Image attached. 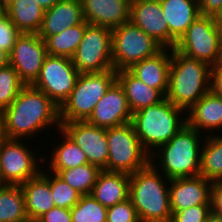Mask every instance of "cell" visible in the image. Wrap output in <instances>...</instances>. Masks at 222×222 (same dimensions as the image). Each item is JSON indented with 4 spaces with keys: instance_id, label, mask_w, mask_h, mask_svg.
Listing matches in <instances>:
<instances>
[{
    "instance_id": "7bdbcfd3",
    "label": "cell",
    "mask_w": 222,
    "mask_h": 222,
    "mask_svg": "<svg viewBox=\"0 0 222 222\" xmlns=\"http://www.w3.org/2000/svg\"><path fill=\"white\" fill-rule=\"evenodd\" d=\"M44 10L52 8L59 0H34Z\"/></svg>"
},
{
    "instance_id": "44dd1931",
    "label": "cell",
    "mask_w": 222,
    "mask_h": 222,
    "mask_svg": "<svg viewBox=\"0 0 222 222\" xmlns=\"http://www.w3.org/2000/svg\"><path fill=\"white\" fill-rule=\"evenodd\" d=\"M170 61L171 49L163 48L156 55L134 63L128 70L144 84L158 89L166 97L169 88Z\"/></svg>"
},
{
    "instance_id": "484cf974",
    "label": "cell",
    "mask_w": 222,
    "mask_h": 222,
    "mask_svg": "<svg viewBox=\"0 0 222 222\" xmlns=\"http://www.w3.org/2000/svg\"><path fill=\"white\" fill-rule=\"evenodd\" d=\"M4 13L21 33L38 34L45 11L34 0H11Z\"/></svg>"
},
{
    "instance_id": "ee69618b",
    "label": "cell",
    "mask_w": 222,
    "mask_h": 222,
    "mask_svg": "<svg viewBox=\"0 0 222 222\" xmlns=\"http://www.w3.org/2000/svg\"><path fill=\"white\" fill-rule=\"evenodd\" d=\"M10 65V55L8 52L0 49V68Z\"/></svg>"
},
{
    "instance_id": "2e32d148",
    "label": "cell",
    "mask_w": 222,
    "mask_h": 222,
    "mask_svg": "<svg viewBox=\"0 0 222 222\" xmlns=\"http://www.w3.org/2000/svg\"><path fill=\"white\" fill-rule=\"evenodd\" d=\"M212 181L203 176L170 179L171 212L197 205H210Z\"/></svg>"
},
{
    "instance_id": "5b68a950",
    "label": "cell",
    "mask_w": 222,
    "mask_h": 222,
    "mask_svg": "<svg viewBox=\"0 0 222 222\" xmlns=\"http://www.w3.org/2000/svg\"><path fill=\"white\" fill-rule=\"evenodd\" d=\"M184 115L186 111L183 108L175 106L165 97L157 104L134 112L131 123L141 145L151 155L187 124Z\"/></svg>"
},
{
    "instance_id": "4dcf8cb0",
    "label": "cell",
    "mask_w": 222,
    "mask_h": 222,
    "mask_svg": "<svg viewBox=\"0 0 222 222\" xmlns=\"http://www.w3.org/2000/svg\"><path fill=\"white\" fill-rule=\"evenodd\" d=\"M56 173L81 195H89L101 169L89 163L67 170H48Z\"/></svg>"
},
{
    "instance_id": "ac0fdd59",
    "label": "cell",
    "mask_w": 222,
    "mask_h": 222,
    "mask_svg": "<svg viewBox=\"0 0 222 222\" xmlns=\"http://www.w3.org/2000/svg\"><path fill=\"white\" fill-rule=\"evenodd\" d=\"M84 20L91 25L115 28L130 21L131 0H80Z\"/></svg>"
},
{
    "instance_id": "603a6c76",
    "label": "cell",
    "mask_w": 222,
    "mask_h": 222,
    "mask_svg": "<svg viewBox=\"0 0 222 222\" xmlns=\"http://www.w3.org/2000/svg\"><path fill=\"white\" fill-rule=\"evenodd\" d=\"M42 169L37 176L20 185L24 193L29 220H37L44 213L55 207L48 170L44 169V167Z\"/></svg>"
},
{
    "instance_id": "f907efd6",
    "label": "cell",
    "mask_w": 222,
    "mask_h": 222,
    "mask_svg": "<svg viewBox=\"0 0 222 222\" xmlns=\"http://www.w3.org/2000/svg\"><path fill=\"white\" fill-rule=\"evenodd\" d=\"M219 22H220L221 29H222V15L219 17Z\"/></svg>"
},
{
    "instance_id": "7402d4cb",
    "label": "cell",
    "mask_w": 222,
    "mask_h": 222,
    "mask_svg": "<svg viewBox=\"0 0 222 222\" xmlns=\"http://www.w3.org/2000/svg\"><path fill=\"white\" fill-rule=\"evenodd\" d=\"M187 124L206 135L222 131V98L211 91L186 111ZM208 134H205V132Z\"/></svg>"
},
{
    "instance_id": "d590c367",
    "label": "cell",
    "mask_w": 222,
    "mask_h": 222,
    "mask_svg": "<svg viewBox=\"0 0 222 222\" xmlns=\"http://www.w3.org/2000/svg\"><path fill=\"white\" fill-rule=\"evenodd\" d=\"M20 35L21 32L12 23L10 18L2 12L0 14V49L10 54Z\"/></svg>"
},
{
    "instance_id": "6da1fadb",
    "label": "cell",
    "mask_w": 222,
    "mask_h": 222,
    "mask_svg": "<svg viewBox=\"0 0 222 222\" xmlns=\"http://www.w3.org/2000/svg\"><path fill=\"white\" fill-rule=\"evenodd\" d=\"M5 132L8 139H33L36 133L61 128L59 107L42 91L25 85L4 109Z\"/></svg>"
},
{
    "instance_id": "e0dca14e",
    "label": "cell",
    "mask_w": 222,
    "mask_h": 222,
    "mask_svg": "<svg viewBox=\"0 0 222 222\" xmlns=\"http://www.w3.org/2000/svg\"><path fill=\"white\" fill-rule=\"evenodd\" d=\"M162 17L160 1L131 0L130 21L163 48H168V22Z\"/></svg>"
},
{
    "instance_id": "83f0119b",
    "label": "cell",
    "mask_w": 222,
    "mask_h": 222,
    "mask_svg": "<svg viewBox=\"0 0 222 222\" xmlns=\"http://www.w3.org/2000/svg\"><path fill=\"white\" fill-rule=\"evenodd\" d=\"M203 138L199 175L210 181L222 180V134Z\"/></svg>"
},
{
    "instance_id": "cb8c5ba5",
    "label": "cell",
    "mask_w": 222,
    "mask_h": 222,
    "mask_svg": "<svg viewBox=\"0 0 222 222\" xmlns=\"http://www.w3.org/2000/svg\"><path fill=\"white\" fill-rule=\"evenodd\" d=\"M130 175L101 170L91 195L106 208L129 199Z\"/></svg>"
},
{
    "instance_id": "f6af8a7d",
    "label": "cell",
    "mask_w": 222,
    "mask_h": 222,
    "mask_svg": "<svg viewBox=\"0 0 222 222\" xmlns=\"http://www.w3.org/2000/svg\"><path fill=\"white\" fill-rule=\"evenodd\" d=\"M216 64L222 67V35L219 42V55Z\"/></svg>"
},
{
    "instance_id": "e575fe53",
    "label": "cell",
    "mask_w": 222,
    "mask_h": 222,
    "mask_svg": "<svg viewBox=\"0 0 222 222\" xmlns=\"http://www.w3.org/2000/svg\"><path fill=\"white\" fill-rule=\"evenodd\" d=\"M107 222H140L130 199L107 208Z\"/></svg>"
},
{
    "instance_id": "d6986e66",
    "label": "cell",
    "mask_w": 222,
    "mask_h": 222,
    "mask_svg": "<svg viewBox=\"0 0 222 222\" xmlns=\"http://www.w3.org/2000/svg\"><path fill=\"white\" fill-rule=\"evenodd\" d=\"M163 17L168 22V48L172 49L187 28L200 16L198 0H161Z\"/></svg>"
},
{
    "instance_id": "c3c4849f",
    "label": "cell",
    "mask_w": 222,
    "mask_h": 222,
    "mask_svg": "<svg viewBox=\"0 0 222 222\" xmlns=\"http://www.w3.org/2000/svg\"><path fill=\"white\" fill-rule=\"evenodd\" d=\"M5 184L3 183V180H2V176H1V173H0V187L1 186H4Z\"/></svg>"
},
{
    "instance_id": "681fc988",
    "label": "cell",
    "mask_w": 222,
    "mask_h": 222,
    "mask_svg": "<svg viewBox=\"0 0 222 222\" xmlns=\"http://www.w3.org/2000/svg\"><path fill=\"white\" fill-rule=\"evenodd\" d=\"M4 12V7L0 4V14Z\"/></svg>"
},
{
    "instance_id": "277c9868",
    "label": "cell",
    "mask_w": 222,
    "mask_h": 222,
    "mask_svg": "<svg viewBox=\"0 0 222 222\" xmlns=\"http://www.w3.org/2000/svg\"><path fill=\"white\" fill-rule=\"evenodd\" d=\"M210 70L206 62L172 48L166 98L175 106L189 110L210 91Z\"/></svg>"
},
{
    "instance_id": "30bf717a",
    "label": "cell",
    "mask_w": 222,
    "mask_h": 222,
    "mask_svg": "<svg viewBox=\"0 0 222 222\" xmlns=\"http://www.w3.org/2000/svg\"><path fill=\"white\" fill-rule=\"evenodd\" d=\"M222 29L219 18L200 15L178 40L175 49L210 66L216 64Z\"/></svg>"
},
{
    "instance_id": "9a60e30c",
    "label": "cell",
    "mask_w": 222,
    "mask_h": 222,
    "mask_svg": "<svg viewBox=\"0 0 222 222\" xmlns=\"http://www.w3.org/2000/svg\"><path fill=\"white\" fill-rule=\"evenodd\" d=\"M132 114L124 90L116 80L98 101L86 121L107 129L131 122Z\"/></svg>"
},
{
    "instance_id": "ffe728a7",
    "label": "cell",
    "mask_w": 222,
    "mask_h": 222,
    "mask_svg": "<svg viewBox=\"0 0 222 222\" xmlns=\"http://www.w3.org/2000/svg\"><path fill=\"white\" fill-rule=\"evenodd\" d=\"M84 21L80 0H59L45 11L38 35L45 40L50 35L62 33Z\"/></svg>"
},
{
    "instance_id": "f35d334b",
    "label": "cell",
    "mask_w": 222,
    "mask_h": 222,
    "mask_svg": "<svg viewBox=\"0 0 222 222\" xmlns=\"http://www.w3.org/2000/svg\"><path fill=\"white\" fill-rule=\"evenodd\" d=\"M210 208L211 214L222 217V180L212 181Z\"/></svg>"
},
{
    "instance_id": "f1b7e54d",
    "label": "cell",
    "mask_w": 222,
    "mask_h": 222,
    "mask_svg": "<svg viewBox=\"0 0 222 222\" xmlns=\"http://www.w3.org/2000/svg\"><path fill=\"white\" fill-rule=\"evenodd\" d=\"M24 193L20 185L0 187V222L28 221Z\"/></svg>"
},
{
    "instance_id": "1f68e13d",
    "label": "cell",
    "mask_w": 222,
    "mask_h": 222,
    "mask_svg": "<svg viewBox=\"0 0 222 222\" xmlns=\"http://www.w3.org/2000/svg\"><path fill=\"white\" fill-rule=\"evenodd\" d=\"M72 222H107V208L91 194L81 195L71 209Z\"/></svg>"
},
{
    "instance_id": "8fae6325",
    "label": "cell",
    "mask_w": 222,
    "mask_h": 222,
    "mask_svg": "<svg viewBox=\"0 0 222 222\" xmlns=\"http://www.w3.org/2000/svg\"><path fill=\"white\" fill-rule=\"evenodd\" d=\"M80 74L112 70V29L89 24L71 58Z\"/></svg>"
},
{
    "instance_id": "7c38bea8",
    "label": "cell",
    "mask_w": 222,
    "mask_h": 222,
    "mask_svg": "<svg viewBox=\"0 0 222 222\" xmlns=\"http://www.w3.org/2000/svg\"><path fill=\"white\" fill-rule=\"evenodd\" d=\"M79 74L71 58L47 55L32 86L60 107L74 89Z\"/></svg>"
},
{
    "instance_id": "ba28073f",
    "label": "cell",
    "mask_w": 222,
    "mask_h": 222,
    "mask_svg": "<svg viewBox=\"0 0 222 222\" xmlns=\"http://www.w3.org/2000/svg\"><path fill=\"white\" fill-rule=\"evenodd\" d=\"M163 47L131 21L112 29V64L115 71L152 57Z\"/></svg>"
},
{
    "instance_id": "74e56055",
    "label": "cell",
    "mask_w": 222,
    "mask_h": 222,
    "mask_svg": "<svg viewBox=\"0 0 222 222\" xmlns=\"http://www.w3.org/2000/svg\"><path fill=\"white\" fill-rule=\"evenodd\" d=\"M38 222H72L70 209L53 207L37 219Z\"/></svg>"
},
{
    "instance_id": "3957f363",
    "label": "cell",
    "mask_w": 222,
    "mask_h": 222,
    "mask_svg": "<svg viewBox=\"0 0 222 222\" xmlns=\"http://www.w3.org/2000/svg\"><path fill=\"white\" fill-rule=\"evenodd\" d=\"M162 175L151 163L130 175L129 199L140 222L171 221L170 180Z\"/></svg>"
},
{
    "instance_id": "7dc6e473",
    "label": "cell",
    "mask_w": 222,
    "mask_h": 222,
    "mask_svg": "<svg viewBox=\"0 0 222 222\" xmlns=\"http://www.w3.org/2000/svg\"><path fill=\"white\" fill-rule=\"evenodd\" d=\"M11 0H0V4L4 7L7 3H9Z\"/></svg>"
},
{
    "instance_id": "9c48e42d",
    "label": "cell",
    "mask_w": 222,
    "mask_h": 222,
    "mask_svg": "<svg viewBox=\"0 0 222 222\" xmlns=\"http://www.w3.org/2000/svg\"><path fill=\"white\" fill-rule=\"evenodd\" d=\"M25 142L7 138L0 143V173L5 185L25 183L41 172V163L45 165L48 162L47 156L37 155V148L32 149L28 147L32 145H26Z\"/></svg>"
},
{
    "instance_id": "4316f807",
    "label": "cell",
    "mask_w": 222,
    "mask_h": 222,
    "mask_svg": "<svg viewBox=\"0 0 222 222\" xmlns=\"http://www.w3.org/2000/svg\"><path fill=\"white\" fill-rule=\"evenodd\" d=\"M61 133V142L56 144L49 157V165L45 168L48 170H67L77 166L87 164V158L84 151L62 130H58Z\"/></svg>"
},
{
    "instance_id": "ab89813d",
    "label": "cell",
    "mask_w": 222,
    "mask_h": 222,
    "mask_svg": "<svg viewBox=\"0 0 222 222\" xmlns=\"http://www.w3.org/2000/svg\"><path fill=\"white\" fill-rule=\"evenodd\" d=\"M200 15L214 16L222 15V0H198Z\"/></svg>"
},
{
    "instance_id": "b9f144b4",
    "label": "cell",
    "mask_w": 222,
    "mask_h": 222,
    "mask_svg": "<svg viewBox=\"0 0 222 222\" xmlns=\"http://www.w3.org/2000/svg\"><path fill=\"white\" fill-rule=\"evenodd\" d=\"M5 139H7L5 132V116L4 110L0 109V143Z\"/></svg>"
},
{
    "instance_id": "8992f818",
    "label": "cell",
    "mask_w": 222,
    "mask_h": 222,
    "mask_svg": "<svg viewBox=\"0 0 222 222\" xmlns=\"http://www.w3.org/2000/svg\"><path fill=\"white\" fill-rule=\"evenodd\" d=\"M114 69L79 74L71 94L59 107L60 122L86 121L98 101L116 81Z\"/></svg>"
},
{
    "instance_id": "7a4b0ae2",
    "label": "cell",
    "mask_w": 222,
    "mask_h": 222,
    "mask_svg": "<svg viewBox=\"0 0 222 222\" xmlns=\"http://www.w3.org/2000/svg\"><path fill=\"white\" fill-rule=\"evenodd\" d=\"M201 135L185 124L167 143L150 155V163L169 180L198 176L203 143Z\"/></svg>"
},
{
    "instance_id": "8d00e7d4",
    "label": "cell",
    "mask_w": 222,
    "mask_h": 222,
    "mask_svg": "<svg viewBox=\"0 0 222 222\" xmlns=\"http://www.w3.org/2000/svg\"><path fill=\"white\" fill-rule=\"evenodd\" d=\"M210 215V205H197L172 213L170 222H206Z\"/></svg>"
},
{
    "instance_id": "4fadbf2b",
    "label": "cell",
    "mask_w": 222,
    "mask_h": 222,
    "mask_svg": "<svg viewBox=\"0 0 222 222\" xmlns=\"http://www.w3.org/2000/svg\"><path fill=\"white\" fill-rule=\"evenodd\" d=\"M10 65L25 85L38 78L47 50L45 41L37 33H21L10 52Z\"/></svg>"
},
{
    "instance_id": "836d02e7",
    "label": "cell",
    "mask_w": 222,
    "mask_h": 222,
    "mask_svg": "<svg viewBox=\"0 0 222 222\" xmlns=\"http://www.w3.org/2000/svg\"><path fill=\"white\" fill-rule=\"evenodd\" d=\"M49 172V183L55 207L71 209L79 202L81 194L56 173ZM52 173V174H51ZM51 174V175H50Z\"/></svg>"
},
{
    "instance_id": "816d5d0a",
    "label": "cell",
    "mask_w": 222,
    "mask_h": 222,
    "mask_svg": "<svg viewBox=\"0 0 222 222\" xmlns=\"http://www.w3.org/2000/svg\"><path fill=\"white\" fill-rule=\"evenodd\" d=\"M26 222H38L37 220H28Z\"/></svg>"
},
{
    "instance_id": "d6a6232c",
    "label": "cell",
    "mask_w": 222,
    "mask_h": 222,
    "mask_svg": "<svg viewBox=\"0 0 222 222\" xmlns=\"http://www.w3.org/2000/svg\"><path fill=\"white\" fill-rule=\"evenodd\" d=\"M24 86L11 65L0 68V109L7 108Z\"/></svg>"
},
{
    "instance_id": "f546056e",
    "label": "cell",
    "mask_w": 222,
    "mask_h": 222,
    "mask_svg": "<svg viewBox=\"0 0 222 222\" xmlns=\"http://www.w3.org/2000/svg\"><path fill=\"white\" fill-rule=\"evenodd\" d=\"M89 24L84 21L69 27L64 32L50 35L44 41L48 55L64 56L72 58L82 41L86 27Z\"/></svg>"
},
{
    "instance_id": "bcb514c9",
    "label": "cell",
    "mask_w": 222,
    "mask_h": 222,
    "mask_svg": "<svg viewBox=\"0 0 222 222\" xmlns=\"http://www.w3.org/2000/svg\"><path fill=\"white\" fill-rule=\"evenodd\" d=\"M206 222H222V217H218V216H216V215L211 214V215L207 218Z\"/></svg>"
},
{
    "instance_id": "d4e9b609",
    "label": "cell",
    "mask_w": 222,
    "mask_h": 222,
    "mask_svg": "<svg viewBox=\"0 0 222 222\" xmlns=\"http://www.w3.org/2000/svg\"><path fill=\"white\" fill-rule=\"evenodd\" d=\"M116 80L124 90L132 113L157 104L165 98L158 89L147 86L128 69L118 70Z\"/></svg>"
},
{
    "instance_id": "52a82bcc",
    "label": "cell",
    "mask_w": 222,
    "mask_h": 222,
    "mask_svg": "<svg viewBox=\"0 0 222 222\" xmlns=\"http://www.w3.org/2000/svg\"><path fill=\"white\" fill-rule=\"evenodd\" d=\"M108 161L106 171L134 174L150 163L131 122L106 129Z\"/></svg>"
},
{
    "instance_id": "60d3db41",
    "label": "cell",
    "mask_w": 222,
    "mask_h": 222,
    "mask_svg": "<svg viewBox=\"0 0 222 222\" xmlns=\"http://www.w3.org/2000/svg\"><path fill=\"white\" fill-rule=\"evenodd\" d=\"M210 91L222 98V67L217 64L211 66Z\"/></svg>"
},
{
    "instance_id": "5bb4252c",
    "label": "cell",
    "mask_w": 222,
    "mask_h": 222,
    "mask_svg": "<svg viewBox=\"0 0 222 222\" xmlns=\"http://www.w3.org/2000/svg\"><path fill=\"white\" fill-rule=\"evenodd\" d=\"M85 153L89 164L105 170L108 161L106 129L87 121L61 122V128Z\"/></svg>"
}]
</instances>
